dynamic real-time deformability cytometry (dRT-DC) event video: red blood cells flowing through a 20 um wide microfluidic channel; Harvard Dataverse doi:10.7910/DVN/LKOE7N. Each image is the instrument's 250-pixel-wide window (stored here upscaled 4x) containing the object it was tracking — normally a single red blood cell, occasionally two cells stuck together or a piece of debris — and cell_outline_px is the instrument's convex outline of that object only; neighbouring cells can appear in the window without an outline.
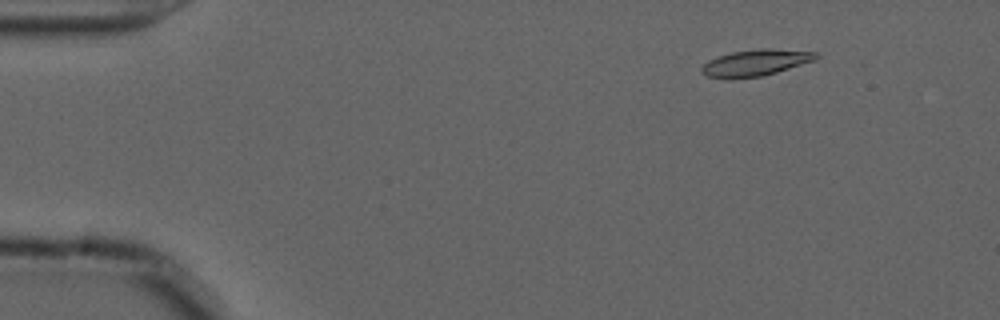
{"species": "common noctule bat (a hibernating species)", "species_latin": "Nyctalus noctula", "temperature_condition": "cold", "stored_images_in_passage": 51, "camera_frame_rate_fps": 3000, "um_per_image_px": 0.085, "animal": {"sex": "male", "forearm_length_mm": 52.5}, "frame": {"image": 1, "passage_image": 2, "time_ms": 0.333, "image_size_px": [1000, 320], "cell_outline_px": [[820, 56], [812, 60], [776, 72], [760, 76], [728, 80], [708, 76], [700, 72], [700, 68], [708, 60], [732, 52], [760, 48], [772, 48], [816, 52]], "centroid_in_image_um": [64.16, 5.34], "position_along_channel_um": 20.8, "area_um2": 17.51}}
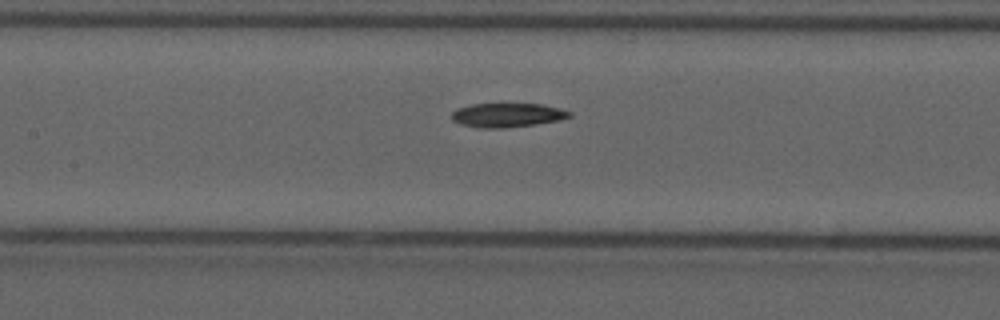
{"frame": {"image": 2, "passage_image": 21, "time_ms": 6.667, "image_size_px": [1000, 320], "cell_outline_px": [[572, 116], [560, 120], [504, 128], [480, 128], [460, 124], [452, 120], [452, 112], [456, 108], [472, 104], [504, 100], [540, 104], [560, 108], [572, 112]], "centroid_in_image_um": [43.1, 9.72], "position_along_channel_um": 164.3, "area_um2": 17.46}}
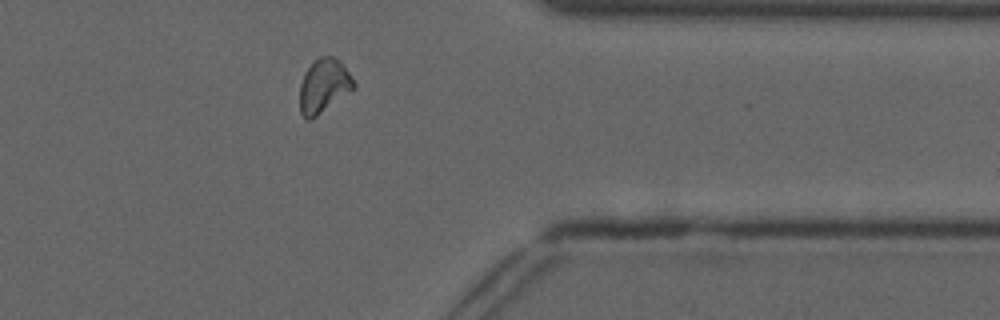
{"frame": {"image": 3, "passage_image": 40, "time_ms": 13.0, "image_size_px": [1000, 320], "cell_outline_px": [[356, 88], [316, 116], [308, 120], [300, 112], [300, 84], [304, 72], [320, 56], [332, 56], [340, 60], [356, 84]], "centroid_in_image_um": [27.53, 7.29], "position_along_channel_um": 383.9, "area_um2": 16.82}}